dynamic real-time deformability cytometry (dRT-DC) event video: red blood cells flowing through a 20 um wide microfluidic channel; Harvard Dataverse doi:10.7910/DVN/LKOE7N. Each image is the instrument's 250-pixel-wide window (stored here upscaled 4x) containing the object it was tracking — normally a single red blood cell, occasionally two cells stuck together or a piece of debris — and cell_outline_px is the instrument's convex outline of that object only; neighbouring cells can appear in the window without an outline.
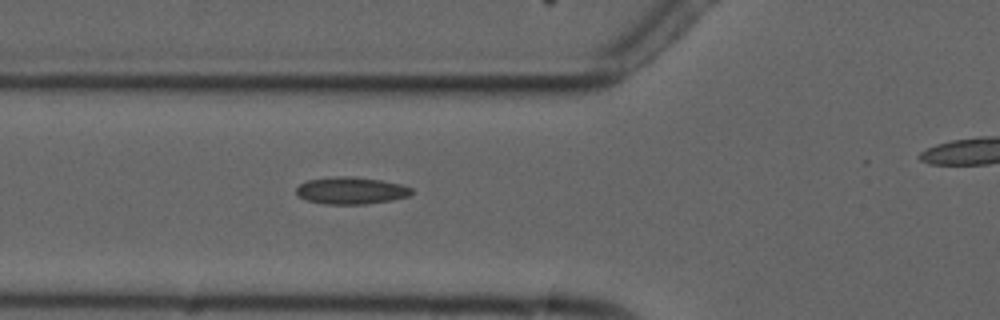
{"species": "common noctule bat (a hibernating species)", "species_latin": "Nyctalus noctula", "temperature_condition": "cold", "stored_images_in_passage": 7, "segment_of_instrument_passage": [1, 2], "camera_frame_rate_fps": 3000, "um_per_image_px": 0.085, "animal": {"sex": "male", "forearm_length_mm": 52.5}, "frame": {"image": 1, "passage_image": 6, "time_ms": 6.0, "image_size_px": [1000, 320], "cell_outline_px": [[412, 192], [408, 196], [392, 200], [368, 204], [324, 204], [304, 200], [296, 196], [296, 188], [300, 184], [308, 180], [336, 176], [352, 176], [380, 180], [400, 184], [412, 188]], "centroid_in_image_um": [29.8, 16.2], "position_along_channel_um": 96.0, "area_um2": 18.32}}